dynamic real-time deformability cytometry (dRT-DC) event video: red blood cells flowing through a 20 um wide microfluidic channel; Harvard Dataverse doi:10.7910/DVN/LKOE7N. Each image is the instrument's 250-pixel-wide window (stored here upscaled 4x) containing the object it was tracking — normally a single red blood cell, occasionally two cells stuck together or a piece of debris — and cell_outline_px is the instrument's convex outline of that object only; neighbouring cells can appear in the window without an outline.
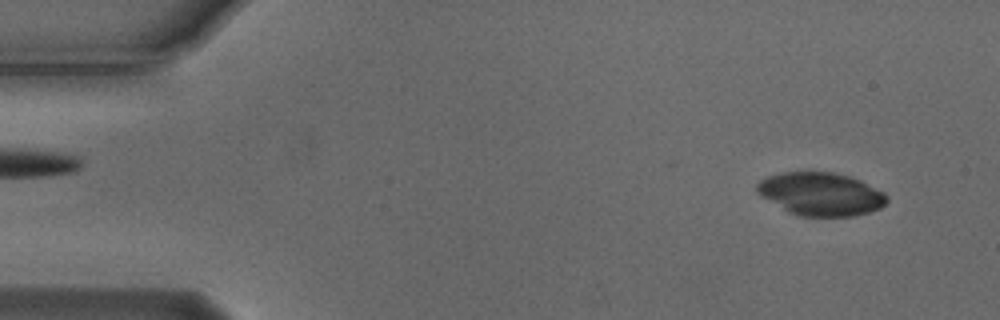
{"species": "Egyptian fruit bat (a non-hibernating species)", "species_latin": "Rousettus aegyptiacus", "temperature_condition": "cold", "stored_images_in_passage": 47, "camera_frame_rate_fps": 3000, "um_per_image_px": 0.085, "animal": {"sex": "male"}, "frame": {"image": 1, "passage_image": 5, "time_ms": 1.333, "image_size_px": [1000, 320], "cell_outline_px": [[888, 200], [880, 208], [868, 212], [852, 216], [800, 216], [788, 212], [760, 196], [756, 192], [756, 184], [760, 180], [768, 176], [780, 172], [832, 172], [848, 176], [860, 180], [884, 192], [888, 196]], "centroid_in_image_um": [69.74, 16.49], "position_along_channel_um": 15.3, "area_um2": 32.66}}
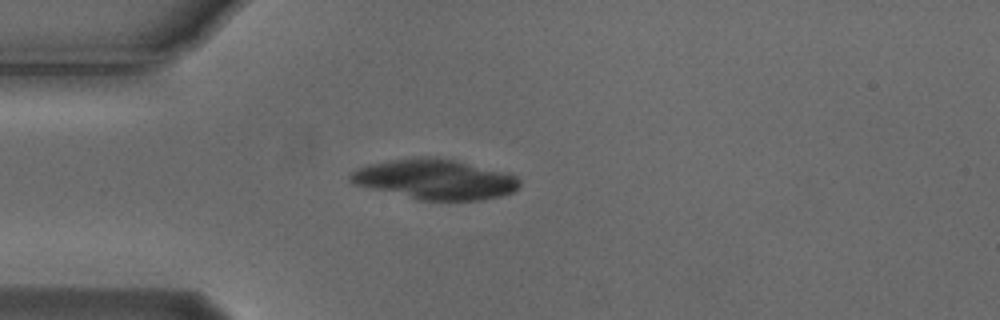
{"frame": {"image": 2, "passage_image": 15, "time_ms": 4.667, "image_size_px": [1000, 320], "cell_outline_px": [[520, 184], [512, 192], [500, 196], [480, 200], [420, 200], [356, 184], [348, 180], [348, 176], [352, 172], [368, 164], [396, 160], [452, 160], [508, 172], [516, 176], [520, 180]], "centroid_in_image_um": [37.04, 15.28], "position_along_channel_um": 48.0, "area_um2": 37.97}}